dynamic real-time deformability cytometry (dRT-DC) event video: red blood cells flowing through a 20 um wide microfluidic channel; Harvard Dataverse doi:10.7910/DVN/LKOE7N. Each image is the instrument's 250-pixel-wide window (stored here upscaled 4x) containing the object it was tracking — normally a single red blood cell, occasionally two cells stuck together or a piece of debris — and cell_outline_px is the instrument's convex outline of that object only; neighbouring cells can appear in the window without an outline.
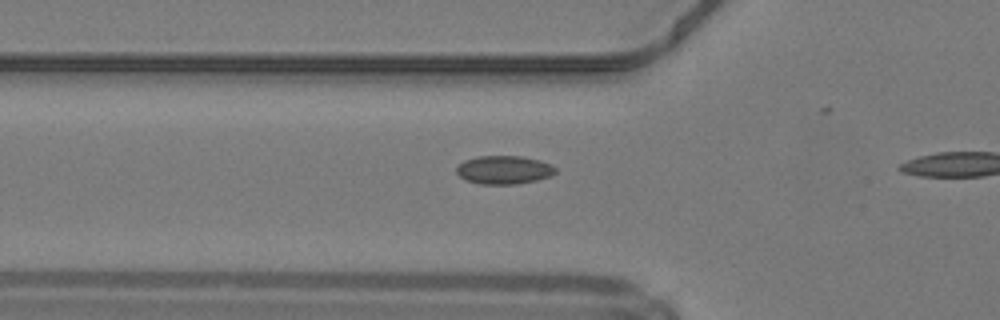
{"species": "common noctule bat (a hibernating species)", "species_latin": "Nyctalus noctula", "temperature_condition": "warm", "stored_images_in_passage": 4, "camera_frame_rate_fps": 3000, "um_per_image_px": 0.085, "animal": {"sex": "male", "body_mass_g": 19.2, "forearm_length_mm": 51.8}, "frame": {"image": 1, "passage_image": 2, "time_ms": 0.333, "image_size_px": [1000, 320], "cell_outline_px": [[556, 172], [548, 176], [536, 180], [516, 184], [480, 184], [464, 180], [456, 172], [456, 168], [464, 160], [480, 156], [520, 156], [540, 160], [552, 164], [556, 168]], "centroid_in_image_um": [42.83, 14.44], "position_along_channel_um": 83.0, "area_um2": 16.36}}